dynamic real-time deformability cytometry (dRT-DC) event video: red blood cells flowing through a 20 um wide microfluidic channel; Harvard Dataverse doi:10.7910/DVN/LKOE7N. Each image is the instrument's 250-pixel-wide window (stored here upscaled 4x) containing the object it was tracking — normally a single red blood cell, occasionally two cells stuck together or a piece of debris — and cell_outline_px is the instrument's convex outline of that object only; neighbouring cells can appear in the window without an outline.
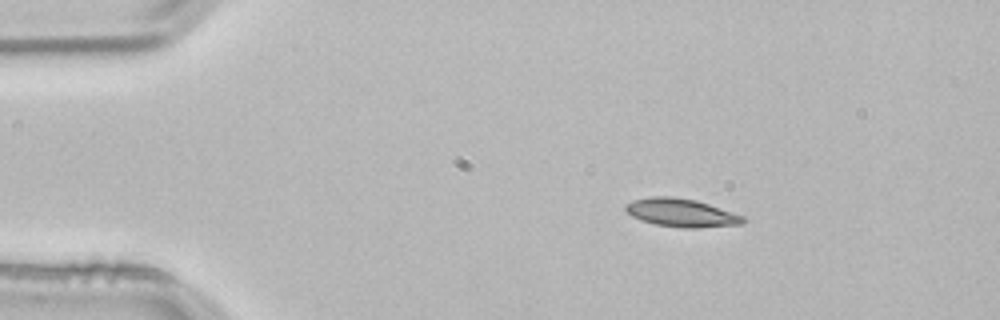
{"species": "common noctule bat (a hibernating species)", "species_latin": "Nyctalus noctula", "temperature_condition": "room temperature", "stored_images_in_passage": 2, "camera_frame_rate_fps": 3000, "um_per_image_px": 0.085, "animal": {"sex": "male", "body_mass_g": 21.5, "forearm_length_mm": 52.0}, "frame": {"image": 1, "passage_image": 1, "time_ms": 0.0, "image_size_px": [1000, 320], "cell_outline_px": [[744, 224], [696, 228], [684, 228], [656, 224], [640, 220], [632, 216], [624, 208], [624, 204], [632, 200], [648, 196], [672, 196], [696, 200], [744, 216]], "centroid_in_image_um": [57.87, 18.07], "position_along_channel_um": 27.1, "area_um2": 19.36}}